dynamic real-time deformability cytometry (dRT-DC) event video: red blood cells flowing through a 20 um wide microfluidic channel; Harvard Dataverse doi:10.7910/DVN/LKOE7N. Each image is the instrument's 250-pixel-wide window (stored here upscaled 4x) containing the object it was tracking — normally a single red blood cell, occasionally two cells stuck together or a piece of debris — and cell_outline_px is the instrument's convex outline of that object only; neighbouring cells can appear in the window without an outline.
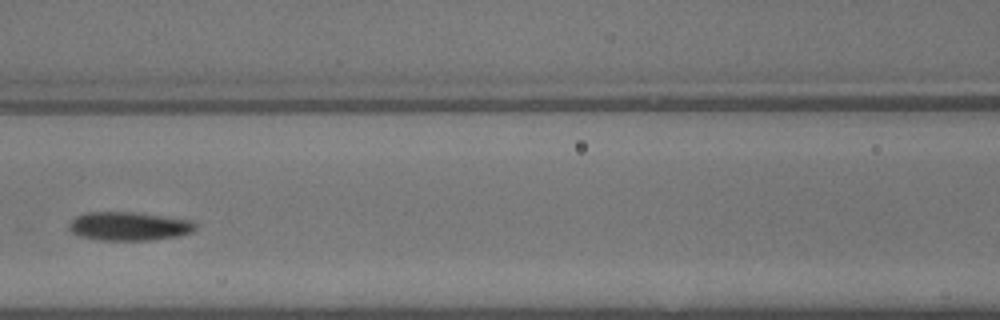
{"species": "common noctule bat (a hibernating species)", "species_latin": "Nyctalus noctula", "temperature_condition": "warm", "stored_images_in_passage": 23, "camera_frame_rate_fps": 3000, "um_per_image_px": 0.085, "animal": {"sex": "male", "body_mass_g": 13.3}, "frame": {"image": 1, "passage_image": 7, "time_ms": 2.0, "image_size_px": [1000, 320], "cell_outline_px": [[196, 228], [192, 232], [180, 236], [152, 240], [100, 240], [80, 236], [72, 232], [68, 228], [68, 224], [76, 216], [88, 212], [132, 212], [192, 220], [196, 224]], "centroid_in_image_um": [10.97, 19.23], "position_along_channel_um": 155.6, "area_um2": 21.1}, "authors_computed_cell_mechanics": {"area_um2": 20.519, "velocity_mm_per_s": 4.4259, "shape_relaxation_time_tau1_ms": 2.6847, "shape_relaxation_time_tau2_ms": 0.9218, "deformation_change_tau1": 0.1364, "deformation_change_tau2": 0.0321}}